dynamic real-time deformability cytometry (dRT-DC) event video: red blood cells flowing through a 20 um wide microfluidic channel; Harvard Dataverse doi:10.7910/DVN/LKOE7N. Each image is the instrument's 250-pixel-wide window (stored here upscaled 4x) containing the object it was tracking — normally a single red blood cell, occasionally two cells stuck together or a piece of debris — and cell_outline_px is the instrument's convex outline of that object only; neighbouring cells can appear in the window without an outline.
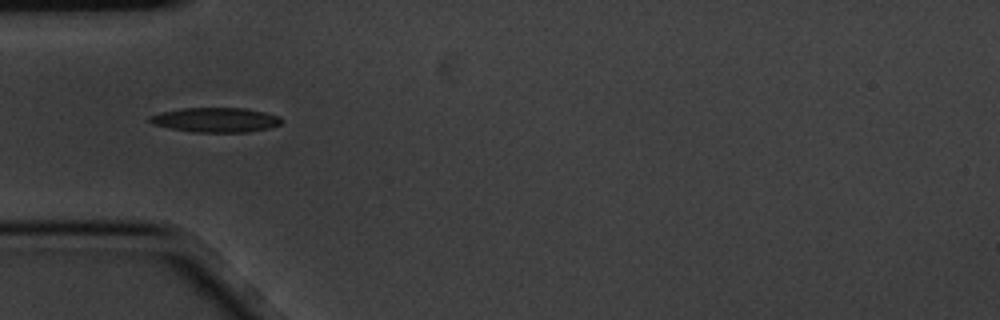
{"species": "common noctule bat (a hibernating species)", "species_latin": "Nyctalus noctula", "temperature_condition": "cold", "stored_images_in_passage": 7, "camera_frame_rate_fps": 3000, "um_per_image_px": 0.085, "animal": {"sex": "male", "body_mass_g": 20.1, "forearm_length_mm": 53.5}, "frame": {"image": 1, "passage_image": 5, "time_ms": 1.333, "image_size_px": [1000, 320], "cell_outline_px": [[280, 124], [268, 128], [248, 132], [192, 132], [152, 124], [148, 120], [148, 116], [164, 112], [184, 108], [244, 108], [264, 112], [280, 116]], "centroid_in_image_um": [18.32, 10.19], "position_along_channel_um": 66.7, "area_um2": 18.67}}
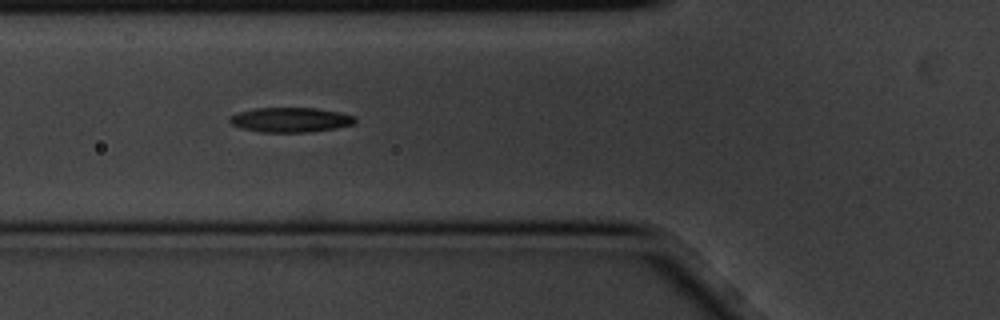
{"frame": {"image": 2, "passage_image": 6, "time_ms": 1.667, "image_size_px": [1000, 320], "cell_outline_px": [[356, 120], [352, 124], [336, 128], [308, 132], [260, 132], [240, 128], [232, 124], [228, 120], [228, 116], [236, 112], [256, 108], [316, 108], [336, 112], [352, 116]], "centroid_in_image_um": [24.59, 10.18], "position_along_channel_um": 101.2, "area_um2": 17.98}}
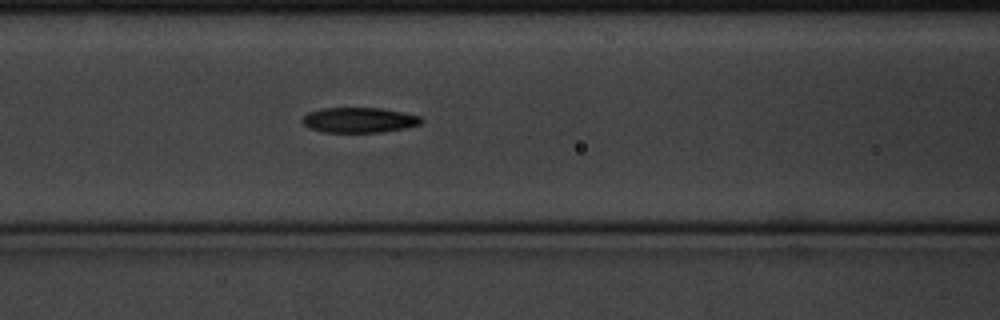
{"frame": {"image": 3, "passage_image": 7, "time_ms": 2.0, "image_size_px": [1000, 320], "cell_outline_px": [[424, 120], [420, 124], [404, 128], [380, 132], [324, 132], [308, 128], [300, 120], [308, 112], [324, 108], [380, 108], [404, 112], [420, 116]], "centroid_in_image_um": [30.52, 10.2], "position_along_channel_um": 136.1, "area_um2": 17.46}}